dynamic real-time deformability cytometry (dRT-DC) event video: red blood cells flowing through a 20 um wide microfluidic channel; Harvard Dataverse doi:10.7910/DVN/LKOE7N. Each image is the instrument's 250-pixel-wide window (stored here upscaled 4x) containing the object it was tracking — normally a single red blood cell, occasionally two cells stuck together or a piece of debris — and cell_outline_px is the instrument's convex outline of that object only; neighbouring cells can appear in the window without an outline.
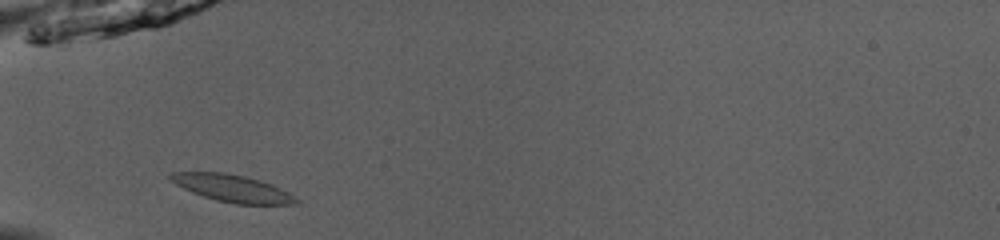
{"species": "common noctule bat (a hibernating species)", "species_latin": "Nyctalus noctula", "temperature_condition": "room temperature", "stored_images_in_passage": 34, "camera_frame_rate_fps": 3000, "um_per_image_px": 0.085, "animal": {"sex": "male", "body_mass_g": 13.0, "forearm_length_mm": 53.1}, "frame": {"image": 1, "passage_image": 2, "time_ms": 0.333, "image_size_px": [1000, 240], "cell_outline_px": [[300, 200], [296, 204], [236, 204], [216, 200], [192, 192], [176, 184], [168, 176], [172, 172], [224, 172], [244, 176], [260, 180], [272, 184], [288, 192]], "centroid_in_image_um": [19.78, 16.0], "position_along_channel_um": 65.2, "area_um2": 19.71}}
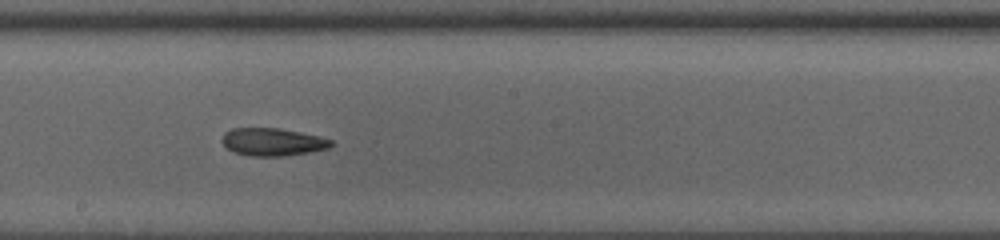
{"frame": {"image": 2, "passage_image": 14, "time_ms": 4.333, "image_size_px": [1000, 240], "cell_outline_px": [[336, 144], [328, 148], [312, 152], [284, 156], [252, 156], [232, 152], [220, 140], [224, 132], [232, 128], [280, 128], [300, 132], [332, 140]], "centroid_in_image_um": [23.17, 12.07], "position_along_channel_um": 225.0, "area_um2": 17.74}}
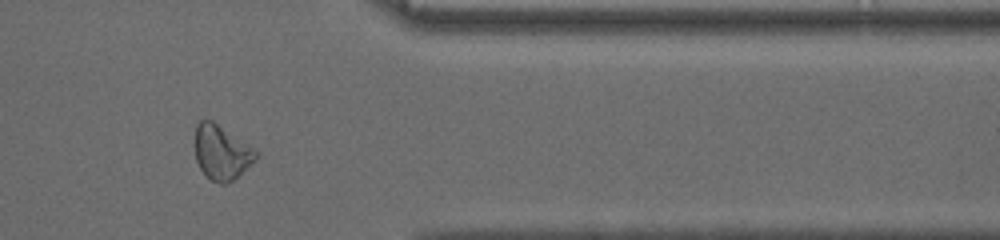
{"frame": {"image": 3, "passage_image": 27, "time_ms": 8.667, "image_size_px": [1000, 240], "cell_outline_px": [[256, 156], [232, 180], [224, 184], [220, 184], [212, 180], [200, 168], [196, 160], [196, 124], [200, 120], [212, 120], [252, 148], [256, 152]], "centroid_in_image_um": [18.76, 12.93], "position_along_channel_um": 392.6, "area_um2": 18.32}, "authors_computed_cell_mechanics": {"area_um2": 18.3804, "velocity_mm_per_s": 4.0655, "shape_relaxation_time_tau1_ms": 5.2256, "shape_relaxation_time_tau2_ms": null, "deformation_change_tau1": 0.1488, "deformation_change_tau2": null}}